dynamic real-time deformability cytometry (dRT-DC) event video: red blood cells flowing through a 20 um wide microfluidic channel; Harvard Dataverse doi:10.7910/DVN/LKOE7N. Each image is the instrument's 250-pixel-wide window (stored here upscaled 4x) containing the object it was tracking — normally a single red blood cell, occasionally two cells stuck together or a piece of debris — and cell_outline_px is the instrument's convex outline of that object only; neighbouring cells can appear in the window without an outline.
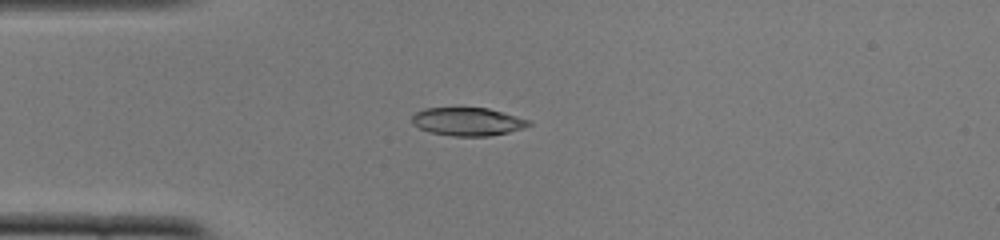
{"species": "common noctule bat (a hibernating species)", "species_latin": "Nyctalus noctula", "temperature_condition": "cold", "stored_images_in_passage": 39, "camera_frame_rate_fps": 3000, "um_per_image_px": 0.085, "animal": {"sex": "female", "body_mass_g": 22.0, "forearm_length_mm": 56.7}, "frame": {"image": 1, "passage_image": 1, "time_ms": 0.0, "image_size_px": [1000, 240], "cell_outline_px": [[532, 124], [524, 128], [508, 132], [488, 136], [452, 136], [432, 132], [420, 128], [412, 124], [412, 116], [416, 112], [424, 108], [488, 108], [532, 120]], "centroid_in_image_um": [39.78, 10.33], "position_along_channel_um": 45.2, "area_um2": 19.13}}
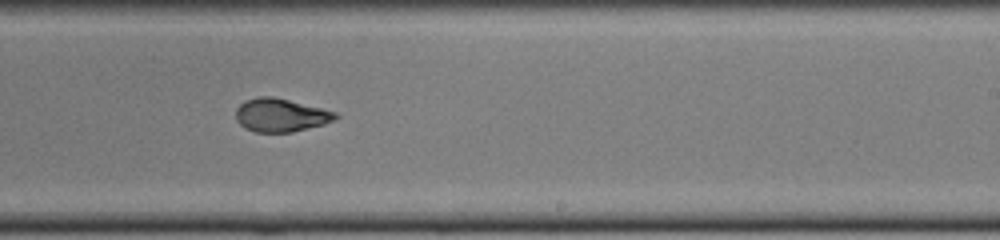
{"frame": {"image": 2, "passage_image": 19, "time_ms": 6.0, "image_size_px": [1000, 240], "cell_outline_px": [[340, 116], [324, 124], [292, 132], [256, 132], [244, 128], [236, 120], [236, 108], [244, 100], [260, 96], [272, 96], [336, 112]], "centroid_in_image_um": [23.82, 9.79], "position_along_channel_um": 265.2, "area_um2": 19.19}}
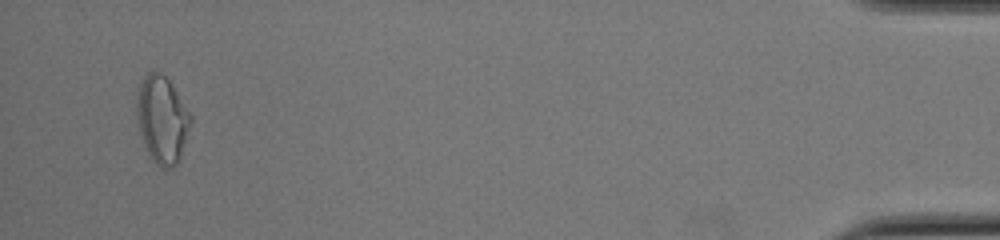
{"frame": {"image": 3, "passage_image": 37, "time_ms": 12.0, "image_size_px": [1000, 240], "cell_outline_px": [[192, 120], [180, 160], [176, 164], [168, 168], [160, 168], [152, 160], [144, 144], [140, 132], [136, 112], [136, 100], [140, 84], [144, 76], [148, 72], [160, 72], [168, 80], [192, 116]], "centroid_in_image_um": [13.78, 10.19], "position_along_channel_um": 421.4, "area_um2": 27.17}, "authors_computed_cell_mechanics": {"area_um2": 19.652, "velocity_mm_per_s": 3.9115, "shape_relaxation_time_tau1_ms": 9.7164, "shape_relaxation_time_tau2_ms": 1.8279, "deformation_change_tau1": 0.2729, "deformation_change_tau2": 0.066}}